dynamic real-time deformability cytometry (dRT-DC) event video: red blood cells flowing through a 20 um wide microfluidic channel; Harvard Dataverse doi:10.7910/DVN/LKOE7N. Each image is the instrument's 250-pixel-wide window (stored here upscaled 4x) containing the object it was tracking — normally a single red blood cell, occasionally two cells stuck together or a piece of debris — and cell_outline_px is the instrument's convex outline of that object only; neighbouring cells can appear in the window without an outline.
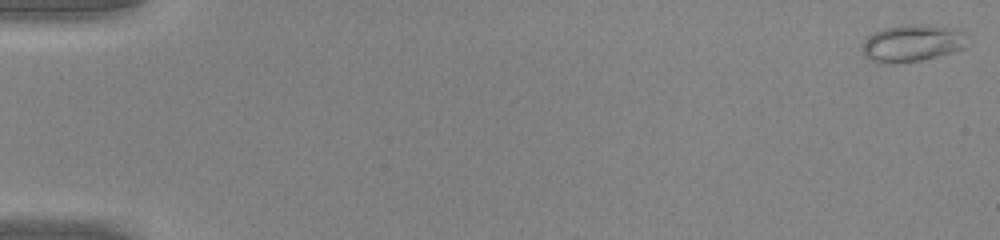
{"species": "common noctule bat (a hibernating species)", "species_latin": "Nyctalus noctula", "temperature_condition": "warm", "stored_images_in_passage": 40, "camera_frame_rate_fps": 3000, "um_per_image_px": 0.085, "animal": {"sex": "male", "body_mass_g": 20.0, "forearm_length_mm": 53.3}, "frame": {"image": 1, "passage_image": 1, "time_ms": 0.0, "image_size_px": [1000, 240], "cell_outline_px": [[964, 48], [936, 56], [920, 60], [888, 64], [880, 64], [868, 60], [864, 56], [860, 48], [864, 40], [872, 32], [884, 28], [904, 24], [928, 24], [956, 28], [964, 32]], "centroid_in_image_um": [77.44, 3.66], "position_along_channel_um": 7.6, "area_um2": 22.95}}
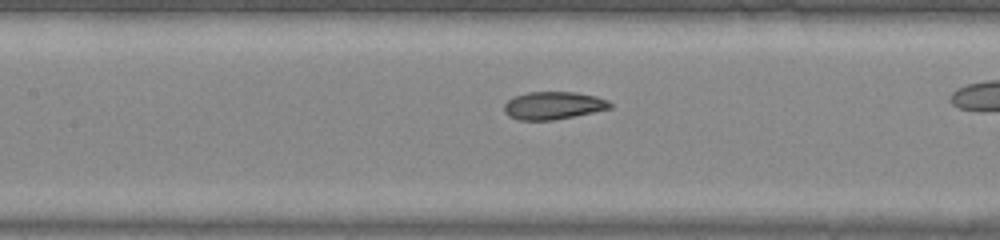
{"frame": {"image": 2, "passage_image": 24, "time_ms": 7.667, "image_size_px": [1000, 240], "cell_outline_px": [[612, 108], [552, 120], [516, 120], [508, 116], [504, 112], [504, 104], [508, 100], [516, 96], [528, 92], [576, 92], [596, 96], [608, 100], [612, 104]], "centroid_in_image_um": [47.01, 8.97], "position_along_channel_um": 160.4, "area_um2": 17.05}}
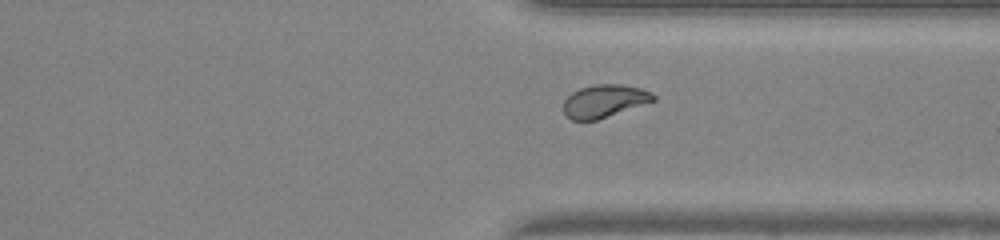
{"frame": {"image": 3, "passage_image": 38, "time_ms": 12.333, "image_size_px": [1000, 240], "cell_outline_px": [[656, 100], [596, 120], [572, 120], [564, 112], [564, 100], [572, 92], [580, 88], [596, 84], [620, 84], [640, 88], [652, 92], [656, 96]], "centroid_in_image_um": [51.38, 8.57], "position_along_channel_um": 360.0, "area_um2": 16.99}}